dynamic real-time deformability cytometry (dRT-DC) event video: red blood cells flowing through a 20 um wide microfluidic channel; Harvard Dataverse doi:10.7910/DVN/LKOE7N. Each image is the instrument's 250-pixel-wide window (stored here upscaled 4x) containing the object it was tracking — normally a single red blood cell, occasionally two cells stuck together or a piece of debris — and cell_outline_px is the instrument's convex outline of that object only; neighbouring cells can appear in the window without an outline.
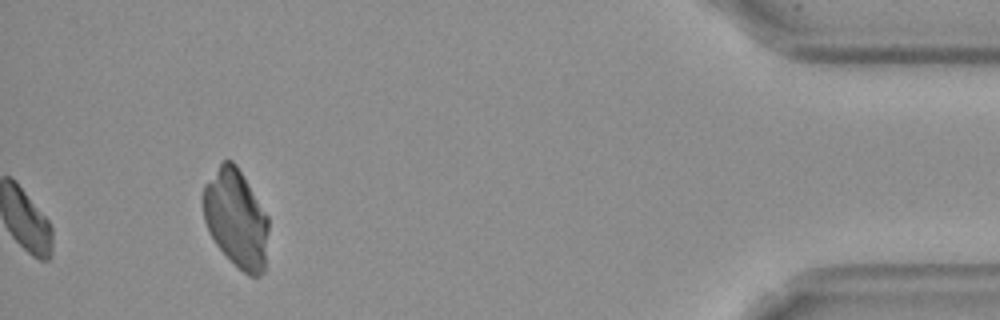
{"species": "Egyptian fruit bat (a non-hibernating species)", "species_latin": "Rousettus aegyptiacus", "temperature_condition": "cold", "stored_images_in_passage": 42, "camera_frame_rate_fps": 3000, "um_per_image_px": 0.085, "frame": {"image": 1, "passage_image": 42, "time_ms": 13.667, "image_size_px": [1000, 320], "cell_outline_px": [[268, 232], [264, 272], [260, 276], [248, 276], [216, 244], [204, 220], [200, 200], [204, 184], [220, 164], [224, 160], [232, 160], [236, 164], [268, 216]], "centroid_in_image_um": [20.05, 18.55], "position_along_channel_um": 415.2, "area_um2": 37.22}}